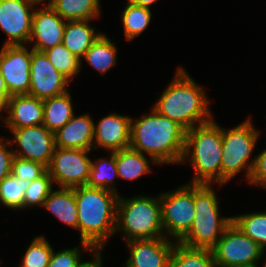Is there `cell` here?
Instances as JSON below:
<instances>
[{"mask_svg":"<svg viewBox=\"0 0 266 267\" xmlns=\"http://www.w3.org/2000/svg\"><path fill=\"white\" fill-rule=\"evenodd\" d=\"M105 248H93L90 251V255L93 256L92 260L85 261L81 260L78 264V267H103V250Z\"/></svg>","mask_w":266,"mask_h":267,"instance_id":"38","label":"cell"},{"mask_svg":"<svg viewBox=\"0 0 266 267\" xmlns=\"http://www.w3.org/2000/svg\"><path fill=\"white\" fill-rule=\"evenodd\" d=\"M94 123L89 113L74 114L68 123L54 133L55 146L93 151Z\"/></svg>","mask_w":266,"mask_h":267,"instance_id":"19","label":"cell"},{"mask_svg":"<svg viewBox=\"0 0 266 267\" xmlns=\"http://www.w3.org/2000/svg\"><path fill=\"white\" fill-rule=\"evenodd\" d=\"M117 51L115 41L113 42L107 34L103 33L81 58V68L84 59V62L104 76L117 65Z\"/></svg>","mask_w":266,"mask_h":267,"instance_id":"24","label":"cell"},{"mask_svg":"<svg viewBox=\"0 0 266 267\" xmlns=\"http://www.w3.org/2000/svg\"><path fill=\"white\" fill-rule=\"evenodd\" d=\"M262 265H263L262 267H266V258H265V260H264Z\"/></svg>","mask_w":266,"mask_h":267,"instance_id":"44","label":"cell"},{"mask_svg":"<svg viewBox=\"0 0 266 267\" xmlns=\"http://www.w3.org/2000/svg\"><path fill=\"white\" fill-rule=\"evenodd\" d=\"M53 180L48 171L39 178L26 183L24 192V209H32V207H42L50 192L53 190Z\"/></svg>","mask_w":266,"mask_h":267,"instance_id":"33","label":"cell"},{"mask_svg":"<svg viewBox=\"0 0 266 267\" xmlns=\"http://www.w3.org/2000/svg\"><path fill=\"white\" fill-rule=\"evenodd\" d=\"M119 194L87 185L75 188L80 242L106 248L116 229Z\"/></svg>","mask_w":266,"mask_h":267,"instance_id":"3","label":"cell"},{"mask_svg":"<svg viewBox=\"0 0 266 267\" xmlns=\"http://www.w3.org/2000/svg\"><path fill=\"white\" fill-rule=\"evenodd\" d=\"M42 208L51 212L60 222L73 229H78V210L75 198V188L53 189Z\"/></svg>","mask_w":266,"mask_h":267,"instance_id":"21","label":"cell"},{"mask_svg":"<svg viewBox=\"0 0 266 267\" xmlns=\"http://www.w3.org/2000/svg\"><path fill=\"white\" fill-rule=\"evenodd\" d=\"M212 251L215 267H260L258 263L266 255L261 247L239 230L233 222L225 229Z\"/></svg>","mask_w":266,"mask_h":267,"instance_id":"9","label":"cell"},{"mask_svg":"<svg viewBox=\"0 0 266 267\" xmlns=\"http://www.w3.org/2000/svg\"><path fill=\"white\" fill-rule=\"evenodd\" d=\"M92 249L93 247L85 242H80L79 246L66 248L58 252L53 249L48 267H78L83 254L90 253Z\"/></svg>","mask_w":266,"mask_h":267,"instance_id":"34","label":"cell"},{"mask_svg":"<svg viewBox=\"0 0 266 267\" xmlns=\"http://www.w3.org/2000/svg\"><path fill=\"white\" fill-rule=\"evenodd\" d=\"M28 47L15 45L0 49V72L10 96L28 94L30 90L32 48Z\"/></svg>","mask_w":266,"mask_h":267,"instance_id":"13","label":"cell"},{"mask_svg":"<svg viewBox=\"0 0 266 267\" xmlns=\"http://www.w3.org/2000/svg\"><path fill=\"white\" fill-rule=\"evenodd\" d=\"M36 6L34 0H0V29L7 35L2 46L29 44Z\"/></svg>","mask_w":266,"mask_h":267,"instance_id":"11","label":"cell"},{"mask_svg":"<svg viewBox=\"0 0 266 267\" xmlns=\"http://www.w3.org/2000/svg\"><path fill=\"white\" fill-rule=\"evenodd\" d=\"M26 183L20 182L12 174L0 182V207L10 210H24Z\"/></svg>","mask_w":266,"mask_h":267,"instance_id":"32","label":"cell"},{"mask_svg":"<svg viewBox=\"0 0 266 267\" xmlns=\"http://www.w3.org/2000/svg\"><path fill=\"white\" fill-rule=\"evenodd\" d=\"M13 137L9 138L14 147V156L42 163L48 167L56 148L54 133L50 132L44 125L23 127L20 129H9Z\"/></svg>","mask_w":266,"mask_h":267,"instance_id":"12","label":"cell"},{"mask_svg":"<svg viewBox=\"0 0 266 267\" xmlns=\"http://www.w3.org/2000/svg\"><path fill=\"white\" fill-rule=\"evenodd\" d=\"M10 97L11 96L9 95V93H1L0 92V118H1V121H3L5 119V117H4L5 115H3V113H4V111H5V113H7V111H8V103H9Z\"/></svg>","mask_w":266,"mask_h":267,"instance_id":"39","label":"cell"},{"mask_svg":"<svg viewBox=\"0 0 266 267\" xmlns=\"http://www.w3.org/2000/svg\"><path fill=\"white\" fill-rule=\"evenodd\" d=\"M212 120L186 130L184 153L180 164L188 162L194 176L188 183L221 185L222 126Z\"/></svg>","mask_w":266,"mask_h":267,"instance_id":"4","label":"cell"},{"mask_svg":"<svg viewBox=\"0 0 266 267\" xmlns=\"http://www.w3.org/2000/svg\"><path fill=\"white\" fill-rule=\"evenodd\" d=\"M186 130L153 107L136 120L131 118L130 147L153 158L160 166L180 164Z\"/></svg>","mask_w":266,"mask_h":267,"instance_id":"1","label":"cell"},{"mask_svg":"<svg viewBox=\"0 0 266 267\" xmlns=\"http://www.w3.org/2000/svg\"><path fill=\"white\" fill-rule=\"evenodd\" d=\"M121 233L124 241L165 237L158 197L147 194L131 198L119 195L115 234Z\"/></svg>","mask_w":266,"mask_h":267,"instance_id":"5","label":"cell"},{"mask_svg":"<svg viewBox=\"0 0 266 267\" xmlns=\"http://www.w3.org/2000/svg\"><path fill=\"white\" fill-rule=\"evenodd\" d=\"M159 165L153 158L131 147L116 151V165L118 179L137 181V179L151 172L150 164Z\"/></svg>","mask_w":266,"mask_h":267,"instance_id":"22","label":"cell"},{"mask_svg":"<svg viewBox=\"0 0 266 267\" xmlns=\"http://www.w3.org/2000/svg\"><path fill=\"white\" fill-rule=\"evenodd\" d=\"M36 125H43V100L29 94L12 95L0 127L6 130Z\"/></svg>","mask_w":266,"mask_h":267,"instance_id":"18","label":"cell"},{"mask_svg":"<svg viewBox=\"0 0 266 267\" xmlns=\"http://www.w3.org/2000/svg\"><path fill=\"white\" fill-rule=\"evenodd\" d=\"M120 18L122 20L125 40L130 42L148 28L152 20L151 8L127 2Z\"/></svg>","mask_w":266,"mask_h":267,"instance_id":"28","label":"cell"},{"mask_svg":"<svg viewBox=\"0 0 266 267\" xmlns=\"http://www.w3.org/2000/svg\"><path fill=\"white\" fill-rule=\"evenodd\" d=\"M168 267H215L213 251L175 242Z\"/></svg>","mask_w":266,"mask_h":267,"instance_id":"26","label":"cell"},{"mask_svg":"<svg viewBox=\"0 0 266 267\" xmlns=\"http://www.w3.org/2000/svg\"><path fill=\"white\" fill-rule=\"evenodd\" d=\"M252 121L249 116L231 129L222 127L221 185L225 186L243 170L246 181L250 180L256 162V155H252L260 136Z\"/></svg>","mask_w":266,"mask_h":267,"instance_id":"7","label":"cell"},{"mask_svg":"<svg viewBox=\"0 0 266 267\" xmlns=\"http://www.w3.org/2000/svg\"><path fill=\"white\" fill-rule=\"evenodd\" d=\"M11 147L13 146L8 138L0 135V182L11 175L12 160L14 157V152Z\"/></svg>","mask_w":266,"mask_h":267,"instance_id":"36","label":"cell"},{"mask_svg":"<svg viewBox=\"0 0 266 267\" xmlns=\"http://www.w3.org/2000/svg\"><path fill=\"white\" fill-rule=\"evenodd\" d=\"M54 0H34V2L37 4V5H48L50 6L51 3L53 2Z\"/></svg>","mask_w":266,"mask_h":267,"instance_id":"42","label":"cell"},{"mask_svg":"<svg viewBox=\"0 0 266 267\" xmlns=\"http://www.w3.org/2000/svg\"><path fill=\"white\" fill-rule=\"evenodd\" d=\"M157 1L159 0H127V2L131 4L142 6V7H147V8H151V6Z\"/></svg>","mask_w":266,"mask_h":267,"instance_id":"40","label":"cell"},{"mask_svg":"<svg viewBox=\"0 0 266 267\" xmlns=\"http://www.w3.org/2000/svg\"><path fill=\"white\" fill-rule=\"evenodd\" d=\"M93 20L67 21L65 24L62 44L79 59L92 46V44L103 34L92 27Z\"/></svg>","mask_w":266,"mask_h":267,"instance_id":"20","label":"cell"},{"mask_svg":"<svg viewBox=\"0 0 266 267\" xmlns=\"http://www.w3.org/2000/svg\"><path fill=\"white\" fill-rule=\"evenodd\" d=\"M65 21L50 6H36L29 44L33 50L44 52L62 43Z\"/></svg>","mask_w":266,"mask_h":267,"instance_id":"15","label":"cell"},{"mask_svg":"<svg viewBox=\"0 0 266 267\" xmlns=\"http://www.w3.org/2000/svg\"><path fill=\"white\" fill-rule=\"evenodd\" d=\"M69 83L44 52L32 49L29 95L42 100L58 96L68 91Z\"/></svg>","mask_w":266,"mask_h":267,"instance_id":"14","label":"cell"},{"mask_svg":"<svg viewBox=\"0 0 266 267\" xmlns=\"http://www.w3.org/2000/svg\"><path fill=\"white\" fill-rule=\"evenodd\" d=\"M226 267H253V266H226Z\"/></svg>","mask_w":266,"mask_h":267,"instance_id":"43","label":"cell"},{"mask_svg":"<svg viewBox=\"0 0 266 267\" xmlns=\"http://www.w3.org/2000/svg\"><path fill=\"white\" fill-rule=\"evenodd\" d=\"M131 116L110 113L94 123L93 150L116 152L130 147Z\"/></svg>","mask_w":266,"mask_h":267,"instance_id":"16","label":"cell"},{"mask_svg":"<svg viewBox=\"0 0 266 267\" xmlns=\"http://www.w3.org/2000/svg\"><path fill=\"white\" fill-rule=\"evenodd\" d=\"M69 90L43 100V125L53 133L61 129L75 114Z\"/></svg>","mask_w":266,"mask_h":267,"instance_id":"23","label":"cell"},{"mask_svg":"<svg viewBox=\"0 0 266 267\" xmlns=\"http://www.w3.org/2000/svg\"><path fill=\"white\" fill-rule=\"evenodd\" d=\"M118 178L116 165V152H109V157H99L92 161L87 186L91 188H103L117 194L116 180Z\"/></svg>","mask_w":266,"mask_h":267,"instance_id":"27","label":"cell"},{"mask_svg":"<svg viewBox=\"0 0 266 267\" xmlns=\"http://www.w3.org/2000/svg\"><path fill=\"white\" fill-rule=\"evenodd\" d=\"M232 222L266 252V211L235 215Z\"/></svg>","mask_w":266,"mask_h":267,"instance_id":"29","label":"cell"},{"mask_svg":"<svg viewBox=\"0 0 266 267\" xmlns=\"http://www.w3.org/2000/svg\"><path fill=\"white\" fill-rule=\"evenodd\" d=\"M90 151L56 147L47 167L53 184L67 189L87 185L92 165Z\"/></svg>","mask_w":266,"mask_h":267,"instance_id":"10","label":"cell"},{"mask_svg":"<svg viewBox=\"0 0 266 267\" xmlns=\"http://www.w3.org/2000/svg\"><path fill=\"white\" fill-rule=\"evenodd\" d=\"M213 186L214 184H195V218L180 243L212 250L232 223V216H220L219 198Z\"/></svg>","mask_w":266,"mask_h":267,"instance_id":"6","label":"cell"},{"mask_svg":"<svg viewBox=\"0 0 266 267\" xmlns=\"http://www.w3.org/2000/svg\"><path fill=\"white\" fill-rule=\"evenodd\" d=\"M175 76L152 107L161 115L177 122L185 130L212 120L210 100L205 88L189 75L184 67Z\"/></svg>","mask_w":266,"mask_h":267,"instance_id":"2","label":"cell"},{"mask_svg":"<svg viewBox=\"0 0 266 267\" xmlns=\"http://www.w3.org/2000/svg\"><path fill=\"white\" fill-rule=\"evenodd\" d=\"M53 249L44 235L35 236L26 248L20 266L48 267Z\"/></svg>","mask_w":266,"mask_h":267,"instance_id":"31","label":"cell"},{"mask_svg":"<svg viewBox=\"0 0 266 267\" xmlns=\"http://www.w3.org/2000/svg\"><path fill=\"white\" fill-rule=\"evenodd\" d=\"M252 186L266 188V148L256 155V162L248 182Z\"/></svg>","mask_w":266,"mask_h":267,"instance_id":"37","label":"cell"},{"mask_svg":"<svg viewBox=\"0 0 266 267\" xmlns=\"http://www.w3.org/2000/svg\"><path fill=\"white\" fill-rule=\"evenodd\" d=\"M165 237L179 242L195 218V184L185 183L159 194Z\"/></svg>","mask_w":266,"mask_h":267,"instance_id":"8","label":"cell"},{"mask_svg":"<svg viewBox=\"0 0 266 267\" xmlns=\"http://www.w3.org/2000/svg\"><path fill=\"white\" fill-rule=\"evenodd\" d=\"M100 0H54L50 7L65 21L100 18Z\"/></svg>","mask_w":266,"mask_h":267,"instance_id":"25","label":"cell"},{"mask_svg":"<svg viewBox=\"0 0 266 267\" xmlns=\"http://www.w3.org/2000/svg\"><path fill=\"white\" fill-rule=\"evenodd\" d=\"M126 267H168L175 241L166 237L157 239L129 240Z\"/></svg>","mask_w":266,"mask_h":267,"instance_id":"17","label":"cell"},{"mask_svg":"<svg viewBox=\"0 0 266 267\" xmlns=\"http://www.w3.org/2000/svg\"><path fill=\"white\" fill-rule=\"evenodd\" d=\"M46 171L47 167L40 162L13 157L11 174L20 182H31L42 176Z\"/></svg>","mask_w":266,"mask_h":267,"instance_id":"35","label":"cell"},{"mask_svg":"<svg viewBox=\"0 0 266 267\" xmlns=\"http://www.w3.org/2000/svg\"><path fill=\"white\" fill-rule=\"evenodd\" d=\"M53 66L70 82L81 71V59L71 53L62 43L44 51Z\"/></svg>","mask_w":266,"mask_h":267,"instance_id":"30","label":"cell"},{"mask_svg":"<svg viewBox=\"0 0 266 267\" xmlns=\"http://www.w3.org/2000/svg\"><path fill=\"white\" fill-rule=\"evenodd\" d=\"M0 92H1V93H9V92H8V89H7V87H6L4 78H3V76L1 75V72H0Z\"/></svg>","mask_w":266,"mask_h":267,"instance_id":"41","label":"cell"}]
</instances>
